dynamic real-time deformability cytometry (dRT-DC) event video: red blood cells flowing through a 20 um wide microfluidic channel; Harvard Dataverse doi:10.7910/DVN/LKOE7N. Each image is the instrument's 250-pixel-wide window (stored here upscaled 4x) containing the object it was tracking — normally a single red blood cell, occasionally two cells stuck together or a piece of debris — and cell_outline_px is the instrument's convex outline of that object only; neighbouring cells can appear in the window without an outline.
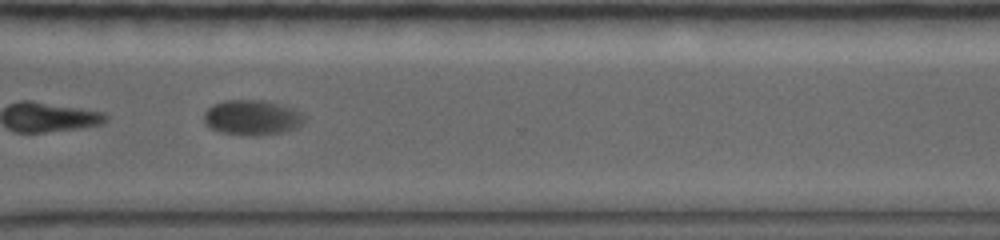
{"species": "common noctule bat (a hibernating species)", "species_latin": "Nyctalus noctula", "temperature_condition": "warm", "stored_images_in_passage": 32, "camera_frame_rate_fps": 5000, "um_per_image_px": 0.085, "animal": {"sex": "female", "body_mass_g": 19.0, "forearm_length_mm": 56.7}, "frame": {"image": 1, "passage_image": 23, "time_ms": 7.8, "image_size_px": [1000, 240], "cell_outline_px": [[304, 120], [296, 128], [280, 132], [256, 136], [252, 136], [224, 132], [212, 128], [204, 120], [204, 112], [212, 104], [224, 100], [264, 100], [280, 104], [292, 108], [300, 112], [304, 116]], "centroid_in_image_um": [21.42, 9.97], "position_along_channel_um": 349.2, "area_um2": 20.29}}